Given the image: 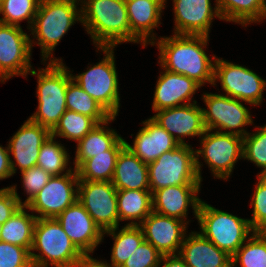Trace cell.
Listing matches in <instances>:
<instances>
[{
	"instance_id": "7dc6e473",
	"label": "cell",
	"mask_w": 266,
	"mask_h": 267,
	"mask_svg": "<svg viewBox=\"0 0 266 267\" xmlns=\"http://www.w3.org/2000/svg\"><path fill=\"white\" fill-rule=\"evenodd\" d=\"M1 229H2V224L0 223V236H1Z\"/></svg>"
},
{
	"instance_id": "44dd1931",
	"label": "cell",
	"mask_w": 266,
	"mask_h": 267,
	"mask_svg": "<svg viewBox=\"0 0 266 267\" xmlns=\"http://www.w3.org/2000/svg\"><path fill=\"white\" fill-rule=\"evenodd\" d=\"M167 0H125L132 42L143 47L156 41L154 28L161 24L162 10Z\"/></svg>"
},
{
	"instance_id": "52a82bcc",
	"label": "cell",
	"mask_w": 266,
	"mask_h": 267,
	"mask_svg": "<svg viewBox=\"0 0 266 267\" xmlns=\"http://www.w3.org/2000/svg\"><path fill=\"white\" fill-rule=\"evenodd\" d=\"M104 52L103 60L92 67H87L85 72L72 76L89 96H91L111 116L118 115L120 108V95L118 74L115 65L114 48H97Z\"/></svg>"
},
{
	"instance_id": "1f68e13d",
	"label": "cell",
	"mask_w": 266,
	"mask_h": 267,
	"mask_svg": "<svg viewBox=\"0 0 266 267\" xmlns=\"http://www.w3.org/2000/svg\"><path fill=\"white\" fill-rule=\"evenodd\" d=\"M66 109L93 118L98 124L111 117L104 108L73 80L68 83L66 90Z\"/></svg>"
},
{
	"instance_id": "9c48e42d",
	"label": "cell",
	"mask_w": 266,
	"mask_h": 267,
	"mask_svg": "<svg viewBox=\"0 0 266 267\" xmlns=\"http://www.w3.org/2000/svg\"><path fill=\"white\" fill-rule=\"evenodd\" d=\"M200 144L201 148L195 149L196 170L200 181L202 182L201 166H203L199 161L201 157L209 166L214 178L228 180L235 163L243 158V137L206 129L200 137Z\"/></svg>"
},
{
	"instance_id": "ee69618b",
	"label": "cell",
	"mask_w": 266,
	"mask_h": 267,
	"mask_svg": "<svg viewBox=\"0 0 266 267\" xmlns=\"http://www.w3.org/2000/svg\"><path fill=\"white\" fill-rule=\"evenodd\" d=\"M76 267H114L112 264L106 261H100L96 258L91 257V254H84Z\"/></svg>"
},
{
	"instance_id": "7c38bea8",
	"label": "cell",
	"mask_w": 266,
	"mask_h": 267,
	"mask_svg": "<svg viewBox=\"0 0 266 267\" xmlns=\"http://www.w3.org/2000/svg\"><path fill=\"white\" fill-rule=\"evenodd\" d=\"M78 174L51 176L47 184L25 205L36 218H56L78 199Z\"/></svg>"
},
{
	"instance_id": "f1b7e54d",
	"label": "cell",
	"mask_w": 266,
	"mask_h": 267,
	"mask_svg": "<svg viewBox=\"0 0 266 267\" xmlns=\"http://www.w3.org/2000/svg\"><path fill=\"white\" fill-rule=\"evenodd\" d=\"M124 146L125 139L121 137L107 150V154L95 155L93 158L84 160L76 168L78 179L85 181H111L117 156Z\"/></svg>"
},
{
	"instance_id": "ffe728a7",
	"label": "cell",
	"mask_w": 266,
	"mask_h": 267,
	"mask_svg": "<svg viewBox=\"0 0 266 267\" xmlns=\"http://www.w3.org/2000/svg\"><path fill=\"white\" fill-rule=\"evenodd\" d=\"M201 185H176L158 189L152 193L153 211L173 218L180 219L187 224L188 208L193 209L194 217L201 199L197 196Z\"/></svg>"
},
{
	"instance_id": "3957f363",
	"label": "cell",
	"mask_w": 266,
	"mask_h": 267,
	"mask_svg": "<svg viewBox=\"0 0 266 267\" xmlns=\"http://www.w3.org/2000/svg\"><path fill=\"white\" fill-rule=\"evenodd\" d=\"M80 0H41L30 31L31 49L34 44L41 47L42 61L62 62L53 56L55 47L75 22L82 21ZM35 41V43H34ZM33 44V45H32ZM51 56V57H50ZM50 57V58H49ZM49 58V59H48Z\"/></svg>"
},
{
	"instance_id": "4dcf8cb0",
	"label": "cell",
	"mask_w": 266,
	"mask_h": 267,
	"mask_svg": "<svg viewBox=\"0 0 266 267\" xmlns=\"http://www.w3.org/2000/svg\"><path fill=\"white\" fill-rule=\"evenodd\" d=\"M106 234L114 239L110 263L114 267H121L141 242L144 241V234L139 225L125 224L120 230L118 226L104 231L103 235Z\"/></svg>"
},
{
	"instance_id": "4316f807",
	"label": "cell",
	"mask_w": 266,
	"mask_h": 267,
	"mask_svg": "<svg viewBox=\"0 0 266 267\" xmlns=\"http://www.w3.org/2000/svg\"><path fill=\"white\" fill-rule=\"evenodd\" d=\"M221 20L242 26L266 19V0H215Z\"/></svg>"
},
{
	"instance_id": "bcb514c9",
	"label": "cell",
	"mask_w": 266,
	"mask_h": 267,
	"mask_svg": "<svg viewBox=\"0 0 266 267\" xmlns=\"http://www.w3.org/2000/svg\"><path fill=\"white\" fill-rule=\"evenodd\" d=\"M262 235L266 236V225L259 231Z\"/></svg>"
},
{
	"instance_id": "74e56055",
	"label": "cell",
	"mask_w": 266,
	"mask_h": 267,
	"mask_svg": "<svg viewBox=\"0 0 266 267\" xmlns=\"http://www.w3.org/2000/svg\"><path fill=\"white\" fill-rule=\"evenodd\" d=\"M258 183L251 198L250 205L253 207L250 225L254 231H260L266 225V175H257Z\"/></svg>"
},
{
	"instance_id": "7402d4cb",
	"label": "cell",
	"mask_w": 266,
	"mask_h": 267,
	"mask_svg": "<svg viewBox=\"0 0 266 267\" xmlns=\"http://www.w3.org/2000/svg\"><path fill=\"white\" fill-rule=\"evenodd\" d=\"M156 82L152 103L154 112L197 102L192 97L201 86L185 75L165 70Z\"/></svg>"
},
{
	"instance_id": "f6af8a7d",
	"label": "cell",
	"mask_w": 266,
	"mask_h": 267,
	"mask_svg": "<svg viewBox=\"0 0 266 267\" xmlns=\"http://www.w3.org/2000/svg\"><path fill=\"white\" fill-rule=\"evenodd\" d=\"M161 265L162 267H188L179 254L163 255Z\"/></svg>"
},
{
	"instance_id": "5b68a950",
	"label": "cell",
	"mask_w": 266,
	"mask_h": 267,
	"mask_svg": "<svg viewBox=\"0 0 266 267\" xmlns=\"http://www.w3.org/2000/svg\"><path fill=\"white\" fill-rule=\"evenodd\" d=\"M30 255L33 267H76L84 254L56 218H37Z\"/></svg>"
},
{
	"instance_id": "ba28073f",
	"label": "cell",
	"mask_w": 266,
	"mask_h": 267,
	"mask_svg": "<svg viewBox=\"0 0 266 267\" xmlns=\"http://www.w3.org/2000/svg\"><path fill=\"white\" fill-rule=\"evenodd\" d=\"M151 193L176 185H201L195 150L190 144L179 145L147 164Z\"/></svg>"
},
{
	"instance_id": "f546056e",
	"label": "cell",
	"mask_w": 266,
	"mask_h": 267,
	"mask_svg": "<svg viewBox=\"0 0 266 267\" xmlns=\"http://www.w3.org/2000/svg\"><path fill=\"white\" fill-rule=\"evenodd\" d=\"M22 205L5 223L2 224L0 241L22 246L29 251L33 243L36 216L29 214Z\"/></svg>"
},
{
	"instance_id": "d4e9b609",
	"label": "cell",
	"mask_w": 266,
	"mask_h": 267,
	"mask_svg": "<svg viewBox=\"0 0 266 267\" xmlns=\"http://www.w3.org/2000/svg\"><path fill=\"white\" fill-rule=\"evenodd\" d=\"M111 182L116 190H150L148 166L124 146L117 156Z\"/></svg>"
},
{
	"instance_id": "7bdbcfd3",
	"label": "cell",
	"mask_w": 266,
	"mask_h": 267,
	"mask_svg": "<svg viewBox=\"0 0 266 267\" xmlns=\"http://www.w3.org/2000/svg\"><path fill=\"white\" fill-rule=\"evenodd\" d=\"M8 147L0 145V180L13 176Z\"/></svg>"
},
{
	"instance_id": "ab89813d",
	"label": "cell",
	"mask_w": 266,
	"mask_h": 267,
	"mask_svg": "<svg viewBox=\"0 0 266 267\" xmlns=\"http://www.w3.org/2000/svg\"><path fill=\"white\" fill-rule=\"evenodd\" d=\"M0 267H33L30 251L22 246L0 241Z\"/></svg>"
},
{
	"instance_id": "83f0119b",
	"label": "cell",
	"mask_w": 266,
	"mask_h": 267,
	"mask_svg": "<svg viewBox=\"0 0 266 267\" xmlns=\"http://www.w3.org/2000/svg\"><path fill=\"white\" fill-rule=\"evenodd\" d=\"M117 208L120 221L127 225H140L153 211L150 190H117ZM139 221V222H136Z\"/></svg>"
},
{
	"instance_id": "e0dca14e",
	"label": "cell",
	"mask_w": 266,
	"mask_h": 267,
	"mask_svg": "<svg viewBox=\"0 0 266 267\" xmlns=\"http://www.w3.org/2000/svg\"><path fill=\"white\" fill-rule=\"evenodd\" d=\"M163 127L179 145H188L185 137H200L206 128L203 122V109L197 102L156 111L151 117Z\"/></svg>"
},
{
	"instance_id": "cb8c5ba5",
	"label": "cell",
	"mask_w": 266,
	"mask_h": 267,
	"mask_svg": "<svg viewBox=\"0 0 266 267\" xmlns=\"http://www.w3.org/2000/svg\"><path fill=\"white\" fill-rule=\"evenodd\" d=\"M178 254L188 267H231V256L196 231L185 236Z\"/></svg>"
},
{
	"instance_id": "8d00e7d4",
	"label": "cell",
	"mask_w": 266,
	"mask_h": 267,
	"mask_svg": "<svg viewBox=\"0 0 266 267\" xmlns=\"http://www.w3.org/2000/svg\"><path fill=\"white\" fill-rule=\"evenodd\" d=\"M243 159L262 168L258 175H266V124L243 137Z\"/></svg>"
},
{
	"instance_id": "60d3db41",
	"label": "cell",
	"mask_w": 266,
	"mask_h": 267,
	"mask_svg": "<svg viewBox=\"0 0 266 267\" xmlns=\"http://www.w3.org/2000/svg\"><path fill=\"white\" fill-rule=\"evenodd\" d=\"M21 175L22 187L27 194L23 205H26L47 184L51 175L37 165L21 172Z\"/></svg>"
},
{
	"instance_id": "d6a6232c",
	"label": "cell",
	"mask_w": 266,
	"mask_h": 267,
	"mask_svg": "<svg viewBox=\"0 0 266 267\" xmlns=\"http://www.w3.org/2000/svg\"><path fill=\"white\" fill-rule=\"evenodd\" d=\"M66 148L50 135L40 147L37 166L41 167L51 176L70 173L74 168H67L70 157ZM64 172V173H63Z\"/></svg>"
},
{
	"instance_id": "603a6c76",
	"label": "cell",
	"mask_w": 266,
	"mask_h": 267,
	"mask_svg": "<svg viewBox=\"0 0 266 267\" xmlns=\"http://www.w3.org/2000/svg\"><path fill=\"white\" fill-rule=\"evenodd\" d=\"M133 145L125 140V146L144 163L154 162L164 152L175 149L179 143L151 117L142 122Z\"/></svg>"
},
{
	"instance_id": "484cf974",
	"label": "cell",
	"mask_w": 266,
	"mask_h": 267,
	"mask_svg": "<svg viewBox=\"0 0 266 267\" xmlns=\"http://www.w3.org/2000/svg\"><path fill=\"white\" fill-rule=\"evenodd\" d=\"M115 119L116 116H111L105 122L99 123L77 143L73 161L75 169L84 160L93 158L95 155L107 154V150L121 138L114 129L107 127Z\"/></svg>"
},
{
	"instance_id": "d590c367",
	"label": "cell",
	"mask_w": 266,
	"mask_h": 267,
	"mask_svg": "<svg viewBox=\"0 0 266 267\" xmlns=\"http://www.w3.org/2000/svg\"><path fill=\"white\" fill-rule=\"evenodd\" d=\"M41 0H2L0 1V22L21 26L20 22L27 20L28 29L32 26Z\"/></svg>"
},
{
	"instance_id": "836d02e7",
	"label": "cell",
	"mask_w": 266,
	"mask_h": 267,
	"mask_svg": "<svg viewBox=\"0 0 266 267\" xmlns=\"http://www.w3.org/2000/svg\"><path fill=\"white\" fill-rule=\"evenodd\" d=\"M266 267V236L255 231L231 257V267Z\"/></svg>"
},
{
	"instance_id": "4fadbf2b",
	"label": "cell",
	"mask_w": 266,
	"mask_h": 267,
	"mask_svg": "<svg viewBox=\"0 0 266 267\" xmlns=\"http://www.w3.org/2000/svg\"><path fill=\"white\" fill-rule=\"evenodd\" d=\"M30 36L21 26L0 22V82L13 76L27 77L32 70Z\"/></svg>"
},
{
	"instance_id": "ac0fdd59",
	"label": "cell",
	"mask_w": 266,
	"mask_h": 267,
	"mask_svg": "<svg viewBox=\"0 0 266 267\" xmlns=\"http://www.w3.org/2000/svg\"><path fill=\"white\" fill-rule=\"evenodd\" d=\"M50 135L51 131L48 128L29 118L21 125L20 129L7 142L9 154L15 159V161L10 159L13 175L17 172L16 166L20 172H23L37 165L40 147Z\"/></svg>"
},
{
	"instance_id": "8fae6325",
	"label": "cell",
	"mask_w": 266,
	"mask_h": 267,
	"mask_svg": "<svg viewBox=\"0 0 266 267\" xmlns=\"http://www.w3.org/2000/svg\"><path fill=\"white\" fill-rule=\"evenodd\" d=\"M217 81L227 96L254 106L263 101L266 81L247 67L217 57L212 85L216 86Z\"/></svg>"
},
{
	"instance_id": "b9f144b4",
	"label": "cell",
	"mask_w": 266,
	"mask_h": 267,
	"mask_svg": "<svg viewBox=\"0 0 266 267\" xmlns=\"http://www.w3.org/2000/svg\"><path fill=\"white\" fill-rule=\"evenodd\" d=\"M16 185L0 189V223H5L22 205Z\"/></svg>"
},
{
	"instance_id": "2e32d148",
	"label": "cell",
	"mask_w": 266,
	"mask_h": 267,
	"mask_svg": "<svg viewBox=\"0 0 266 267\" xmlns=\"http://www.w3.org/2000/svg\"><path fill=\"white\" fill-rule=\"evenodd\" d=\"M188 224L180 219L164 216L152 211L139 225L144 240L151 243L162 255L178 254Z\"/></svg>"
},
{
	"instance_id": "30bf717a",
	"label": "cell",
	"mask_w": 266,
	"mask_h": 267,
	"mask_svg": "<svg viewBox=\"0 0 266 267\" xmlns=\"http://www.w3.org/2000/svg\"><path fill=\"white\" fill-rule=\"evenodd\" d=\"M202 99L207 106V109L202 108L206 129L242 137L248 134L244 127L252 125L253 119L243 101L218 93H203Z\"/></svg>"
},
{
	"instance_id": "277c9868",
	"label": "cell",
	"mask_w": 266,
	"mask_h": 267,
	"mask_svg": "<svg viewBox=\"0 0 266 267\" xmlns=\"http://www.w3.org/2000/svg\"><path fill=\"white\" fill-rule=\"evenodd\" d=\"M62 62H48L38 72L32 68L31 75H37V111L29 119L52 131L59 123L66 109V90L72 80L71 71Z\"/></svg>"
},
{
	"instance_id": "d6986e66",
	"label": "cell",
	"mask_w": 266,
	"mask_h": 267,
	"mask_svg": "<svg viewBox=\"0 0 266 267\" xmlns=\"http://www.w3.org/2000/svg\"><path fill=\"white\" fill-rule=\"evenodd\" d=\"M174 34L209 36L214 17L221 20L211 0H173Z\"/></svg>"
},
{
	"instance_id": "e575fe53",
	"label": "cell",
	"mask_w": 266,
	"mask_h": 267,
	"mask_svg": "<svg viewBox=\"0 0 266 267\" xmlns=\"http://www.w3.org/2000/svg\"><path fill=\"white\" fill-rule=\"evenodd\" d=\"M96 125L98 123L93 118L66 110L59 123L51 131V135L74 140L78 143Z\"/></svg>"
},
{
	"instance_id": "f35d334b",
	"label": "cell",
	"mask_w": 266,
	"mask_h": 267,
	"mask_svg": "<svg viewBox=\"0 0 266 267\" xmlns=\"http://www.w3.org/2000/svg\"><path fill=\"white\" fill-rule=\"evenodd\" d=\"M162 257L151 243L144 240L121 267H160Z\"/></svg>"
},
{
	"instance_id": "7a4b0ae2",
	"label": "cell",
	"mask_w": 266,
	"mask_h": 267,
	"mask_svg": "<svg viewBox=\"0 0 266 267\" xmlns=\"http://www.w3.org/2000/svg\"><path fill=\"white\" fill-rule=\"evenodd\" d=\"M82 25L96 48L132 42L125 0H80Z\"/></svg>"
},
{
	"instance_id": "9a60e30c",
	"label": "cell",
	"mask_w": 266,
	"mask_h": 267,
	"mask_svg": "<svg viewBox=\"0 0 266 267\" xmlns=\"http://www.w3.org/2000/svg\"><path fill=\"white\" fill-rule=\"evenodd\" d=\"M56 220L83 254L93 253L103 242L104 232L78 200L60 213Z\"/></svg>"
},
{
	"instance_id": "8992f818",
	"label": "cell",
	"mask_w": 266,
	"mask_h": 267,
	"mask_svg": "<svg viewBox=\"0 0 266 267\" xmlns=\"http://www.w3.org/2000/svg\"><path fill=\"white\" fill-rule=\"evenodd\" d=\"M197 220L200 233L231 257L250 237L249 235L255 232L249 219L216 209L202 200Z\"/></svg>"
},
{
	"instance_id": "6da1fadb",
	"label": "cell",
	"mask_w": 266,
	"mask_h": 267,
	"mask_svg": "<svg viewBox=\"0 0 266 267\" xmlns=\"http://www.w3.org/2000/svg\"><path fill=\"white\" fill-rule=\"evenodd\" d=\"M157 40L152 46L157 44L158 63L163 71L185 75L201 87L205 83L213 84L216 56L213 55L212 61L206 54L204 48L208 45V36L173 34Z\"/></svg>"
},
{
	"instance_id": "5bb4252c",
	"label": "cell",
	"mask_w": 266,
	"mask_h": 267,
	"mask_svg": "<svg viewBox=\"0 0 266 267\" xmlns=\"http://www.w3.org/2000/svg\"><path fill=\"white\" fill-rule=\"evenodd\" d=\"M77 200L103 232L120 225L117 190L111 181L79 180Z\"/></svg>"
}]
</instances>
